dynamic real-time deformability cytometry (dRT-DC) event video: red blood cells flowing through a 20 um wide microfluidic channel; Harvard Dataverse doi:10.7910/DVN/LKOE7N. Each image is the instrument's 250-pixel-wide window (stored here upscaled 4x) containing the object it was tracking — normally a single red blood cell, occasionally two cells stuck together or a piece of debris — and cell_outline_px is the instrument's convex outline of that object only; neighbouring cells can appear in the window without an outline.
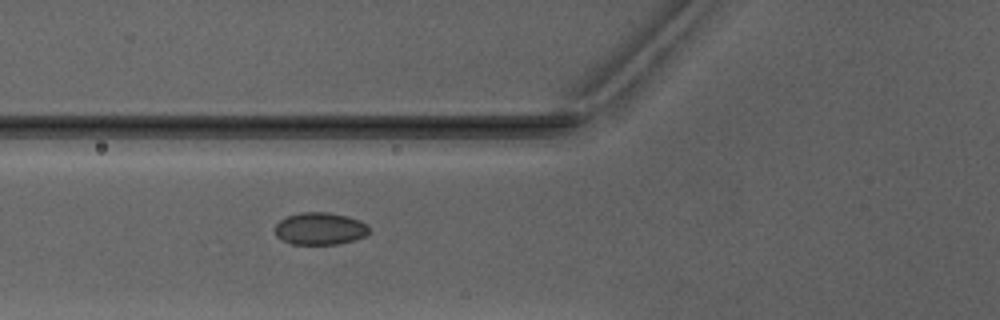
{"species": "Egyptian fruit bat (a non-hibernating species)", "species_latin": "Rousettus aegyptiacus", "temperature_condition": "warm", "stored_images_in_passage": 5, "camera_frame_rate_fps": 3000, "um_per_image_px": 0.085, "animal": {"sex": "male"}, "frame": {"image": 1, "passage_image": 5, "time_ms": 5.333, "image_size_px": [1000, 320], "cell_outline_px": [[368, 232], [364, 236], [352, 240], [336, 244], [292, 244], [276, 236], [276, 224], [280, 220], [288, 216], [300, 212], [328, 212], [348, 216], [360, 220], [368, 224]], "centroid_in_image_um": [27.2, 19.42], "position_along_channel_um": 98.6, "area_um2": 17.57}}